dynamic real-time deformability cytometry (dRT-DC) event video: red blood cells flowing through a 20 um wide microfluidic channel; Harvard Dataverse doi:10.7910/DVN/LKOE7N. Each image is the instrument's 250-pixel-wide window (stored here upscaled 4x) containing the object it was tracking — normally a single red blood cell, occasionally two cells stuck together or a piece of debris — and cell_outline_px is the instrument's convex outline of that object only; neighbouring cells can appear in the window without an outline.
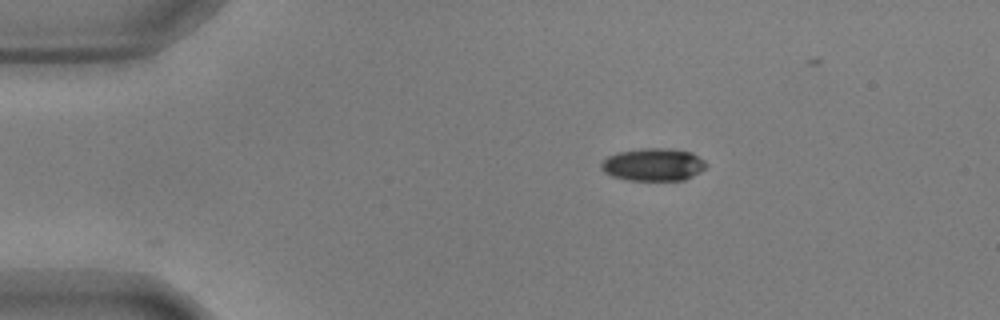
{"species": "common noctule bat (a hibernating species)", "species_latin": "Nyctalus noctula", "temperature_condition": "warm", "stored_images_in_passage": 6, "camera_frame_rate_fps": 3000, "um_per_image_px": 0.085, "animal": {"sex": "male", "body_mass_g": 17.9, "forearm_length_mm": 54.2}, "frame": {"image": 1, "passage_image": 1, "time_ms": 0.0, "image_size_px": [1000, 320], "cell_outline_px": [[708, 164], [700, 172], [684, 180], [628, 180], [612, 176], [604, 172], [600, 168], [600, 164], [608, 156], [616, 152], [640, 148], [668, 148], [692, 152], [704, 160]], "centroid_in_image_um": [55.52, 13.98], "position_along_channel_um": 29.5, "area_um2": 20.11}}